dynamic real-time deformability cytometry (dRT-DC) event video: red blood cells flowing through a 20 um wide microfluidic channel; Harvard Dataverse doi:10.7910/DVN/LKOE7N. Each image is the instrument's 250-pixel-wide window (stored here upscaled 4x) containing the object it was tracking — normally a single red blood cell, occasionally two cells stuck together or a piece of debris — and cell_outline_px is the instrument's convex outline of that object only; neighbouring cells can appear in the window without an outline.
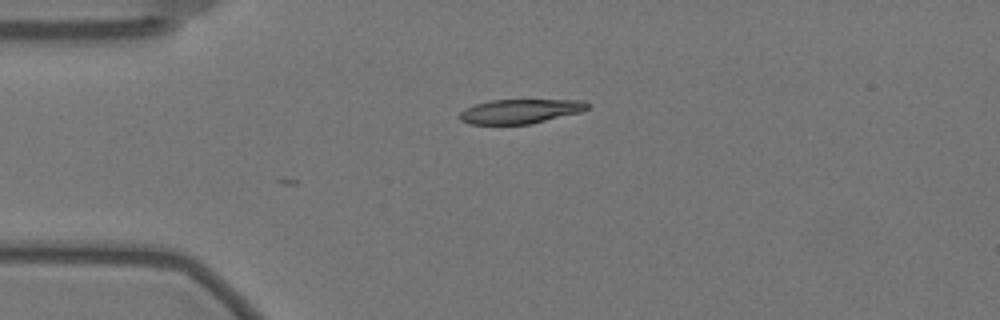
{"species": "Egyptian fruit bat (a non-hibernating species)", "species_latin": "Rousettus aegyptiacus", "temperature_condition": "warm", "stored_images_in_passage": 3, "camera_frame_rate_fps": 3000, "um_per_image_px": 0.085, "animal": {"sex": "female"}, "frame": {"image": 1, "passage_image": 3, "time_ms": 0.667, "image_size_px": [1000, 320], "cell_outline_px": [[592, 104], [588, 108], [580, 112], [532, 124], [468, 124], [460, 120], [460, 112], [464, 108], [476, 104], [492, 100], [580, 100]], "centroid_in_image_um": [44.22, 9.46], "position_along_channel_um": 40.8, "area_um2": 18.15}}